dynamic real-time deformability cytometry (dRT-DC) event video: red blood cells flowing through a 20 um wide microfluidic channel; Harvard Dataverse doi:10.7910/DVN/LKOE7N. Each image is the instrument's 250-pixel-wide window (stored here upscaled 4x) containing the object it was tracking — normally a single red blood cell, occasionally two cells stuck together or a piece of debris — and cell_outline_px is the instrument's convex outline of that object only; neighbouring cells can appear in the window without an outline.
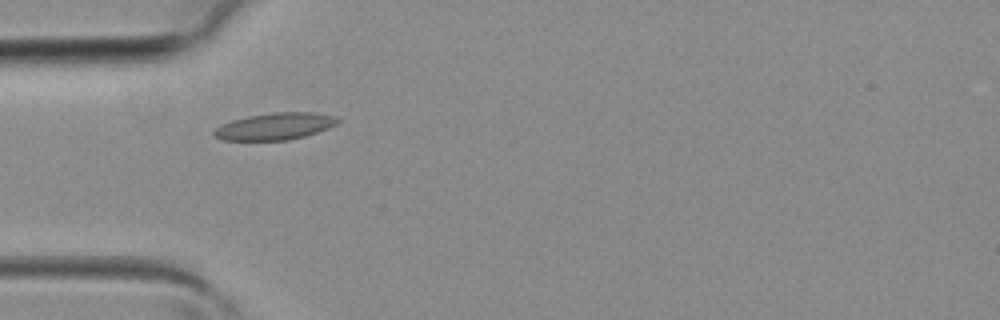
{"species": "common noctule bat (a hibernating species)", "species_latin": "Nyctalus noctula", "temperature_condition": "room temperature", "stored_images_in_passage": 5, "camera_frame_rate_fps": 3000, "um_per_image_px": 0.085, "animal": {"sex": "female", "body_mass_g": 19.3, "forearm_length_mm": 54.1}, "frame": {"image": 1, "passage_image": 3, "time_ms": 0.667, "image_size_px": [1000, 320], "cell_outline_px": [[340, 120], [336, 124], [328, 128], [304, 136], [288, 140], [224, 140], [216, 136], [212, 132], [216, 128], [232, 120], [248, 116], [272, 112], [316, 112], [336, 116]], "centroid_in_image_um": [23.41, 10.72], "position_along_channel_um": 61.6, "area_um2": 19.25}}
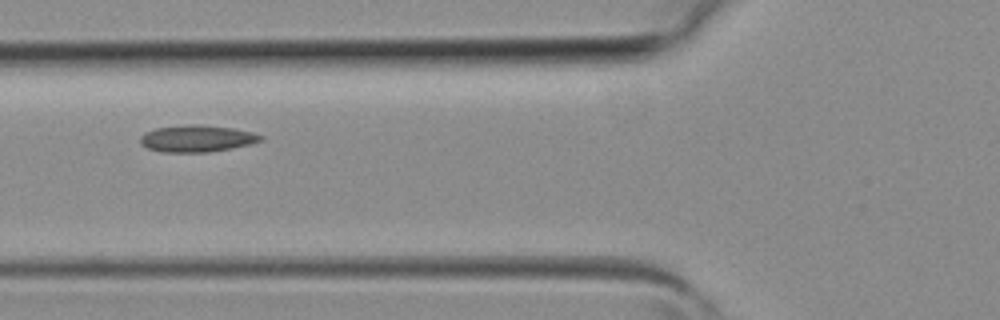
{"frame": {"image": 2, "passage_image": 4, "time_ms": 1.0, "image_size_px": [1000, 320], "cell_outline_px": [[264, 140], [232, 148], [208, 152], [160, 152], [148, 148], [140, 144], [140, 136], [144, 132], [156, 128], [192, 124], [196, 124], [232, 128], [252, 132], [264, 136]], "centroid_in_image_um": [16.72, 11.78], "position_along_channel_um": 109.1, "area_um2": 18.79}}
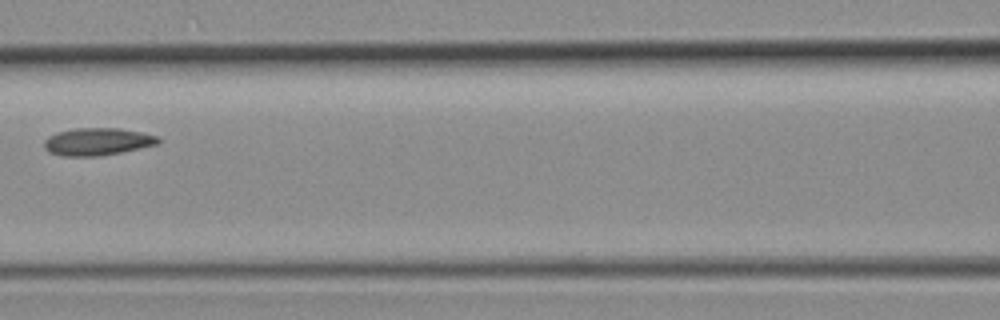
{"frame": {"image": 3, "passage_image": 5, "time_ms": 1.333, "image_size_px": [1000, 320], "cell_outline_px": [[160, 144], [100, 156], [64, 156], [48, 152], [44, 148], [44, 140], [48, 136], [56, 132], [76, 128], [120, 128], [160, 136]], "centroid_in_image_um": [8.28, 12.03], "position_along_channel_um": 158.3, "area_um2": 18.38}}